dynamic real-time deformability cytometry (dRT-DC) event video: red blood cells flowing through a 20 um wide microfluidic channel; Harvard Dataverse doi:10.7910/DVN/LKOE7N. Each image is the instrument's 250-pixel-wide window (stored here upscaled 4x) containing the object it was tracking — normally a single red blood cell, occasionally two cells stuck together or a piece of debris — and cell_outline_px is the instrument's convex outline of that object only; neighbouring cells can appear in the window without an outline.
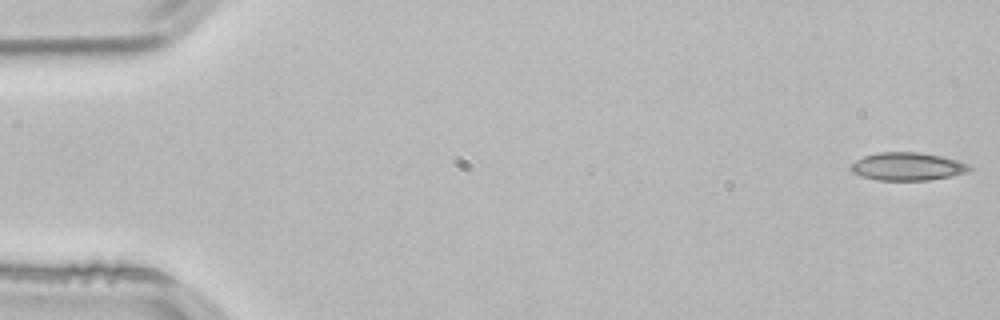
{"species": "common noctule bat (a hibernating species)", "species_latin": "Nyctalus noctula", "temperature_condition": "room temperature", "stored_images_in_passage": 53, "camera_frame_rate_fps": 3000, "um_per_image_px": 0.085, "animal": {"sex": "male", "body_mass_g": 21.5, "forearm_length_mm": 52.0}, "frame": {"image": 1, "passage_image": 1, "time_ms": 0.0, "image_size_px": [1000, 320], "cell_outline_px": [[972, 168], [968, 172], [928, 180], [876, 180], [852, 172], [848, 168], [856, 160], [864, 156], [880, 152], [920, 152], [940, 156], [956, 160], [968, 164]], "centroid_in_image_um": [77.11, 14.14], "position_along_channel_um": 7.9, "area_um2": 19.13}}
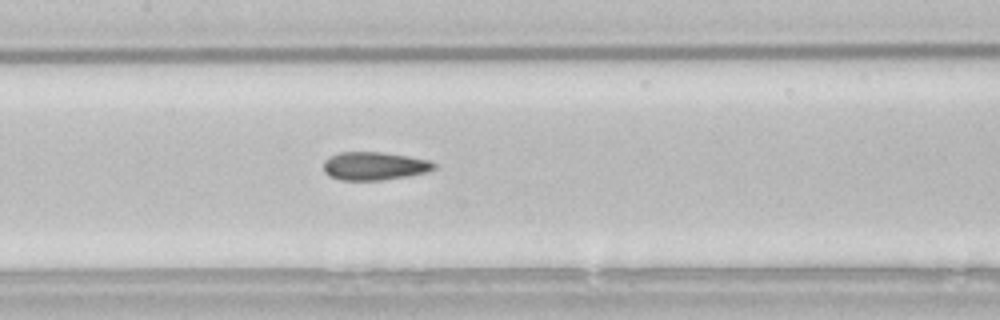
{"frame": {"image": 2, "passage_image": 25, "time_ms": 8.0, "image_size_px": [1000, 320], "cell_outline_px": [[436, 168], [424, 172], [408, 176], [380, 180], [340, 180], [328, 176], [324, 172], [324, 160], [328, 156], [340, 152], [380, 152], [408, 156], [432, 160], [436, 164]], "centroid_in_image_um": [31.8, 14.1], "position_along_channel_um": 175.6, "area_um2": 18.26}}
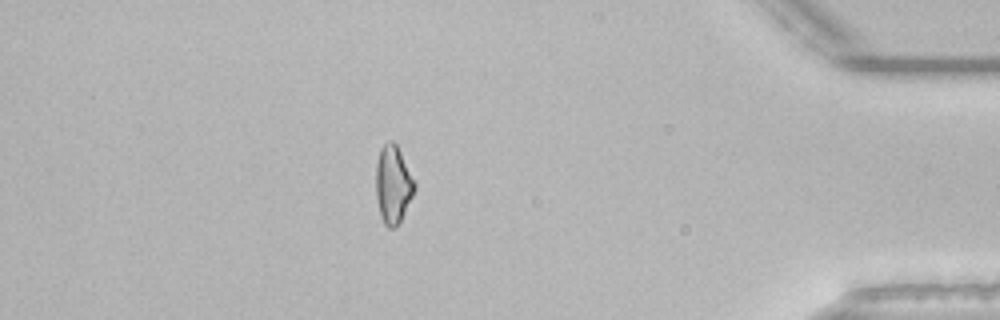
{"frame": {"image": 3, "passage_image": 46, "time_ms": 15.0, "image_size_px": [1000, 320], "cell_outline_px": [[416, 188], [396, 228], [388, 228], [384, 224], [380, 216], [376, 196], [376, 164], [380, 148], [388, 140], [392, 140], [396, 144], [416, 180]], "centroid_in_image_um": [33.41, 15.66], "position_along_channel_um": 401.8, "area_um2": 17.69}, "authors_computed_cell_mechanics": {"area_um2": 18.4382, "velocity_mm_per_s": 3.8603, "shape_relaxation_time_tau1_ms": 11.0593, "shape_relaxation_time_tau2_ms": 2.9162, "deformation_change_tau1": 0.2061, "deformation_change_tau2": 0.1083}}